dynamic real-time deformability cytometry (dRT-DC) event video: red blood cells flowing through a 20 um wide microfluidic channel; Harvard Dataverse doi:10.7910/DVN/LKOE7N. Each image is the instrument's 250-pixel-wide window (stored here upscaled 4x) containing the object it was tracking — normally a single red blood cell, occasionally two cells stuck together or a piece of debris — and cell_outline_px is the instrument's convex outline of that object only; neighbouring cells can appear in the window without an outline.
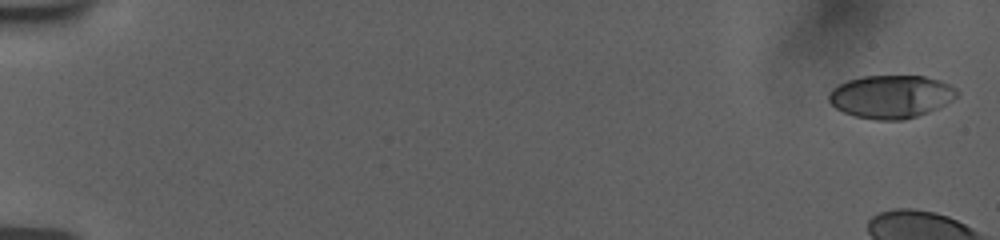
{"species": "human", "species_latin": "Homo sapiens", "temperature_condition": "room temperature", "stored_images_in_passage": 6, "camera_frame_rate_fps": 3000, "um_per_image_px": 0.085, "donor": {"sex": "female"}, "frame": {"image": 1, "passage_image": 1, "time_ms": 0.0, "image_size_px": [1000, 240], "cell_outline_px": [[960, 92], [952, 100], [928, 112], [904, 120], [876, 120], [856, 116], [844, 112], [836, 108], [828, 100], [828, 92], [832, 88], [848, 80], [864, 76], [924, 76], [940, 80], [956, 88]], "centroid_in_image_um": [75.73, 8.21], "position_along_channel_um": 9.3, "area_um2": 32.02}}